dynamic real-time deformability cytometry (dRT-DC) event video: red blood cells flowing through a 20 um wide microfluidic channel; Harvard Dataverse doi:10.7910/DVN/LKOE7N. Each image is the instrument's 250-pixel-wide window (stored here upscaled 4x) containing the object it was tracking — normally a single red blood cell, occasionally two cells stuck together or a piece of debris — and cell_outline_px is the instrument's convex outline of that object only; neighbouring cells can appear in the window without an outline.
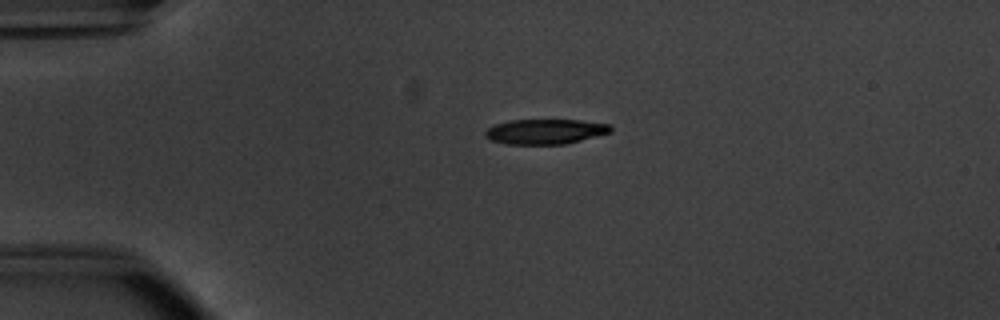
{"species": "common noctule bat (a hibernating species)", "species_latin": "Nyctalus noctula", "temperature_condition": "warm", "stored_images_in_passage": 43, "camera_frame_rate_fps": 3000, "um_per_image_px": 0.085, "animal": {"sex": "male", "body_mass_g": 20.1, "forearm_length_mm": 53.5}, "frame": {"image": 1, "passage_image": 2, "time_ms": 0.333, "image_size_px": [1000, 320], "cell_outline_px": [[612, 132], [564, 144], [508, 144], [492, 140], [484, 136], [484, 132], [488, 128], [496, 124], [508, 120], [580, 120], [612, 124]], "centroid_in_image_um": [46.37, 11.17], "position_along_channel_um": 38.6, "area_um2": 18.26}}
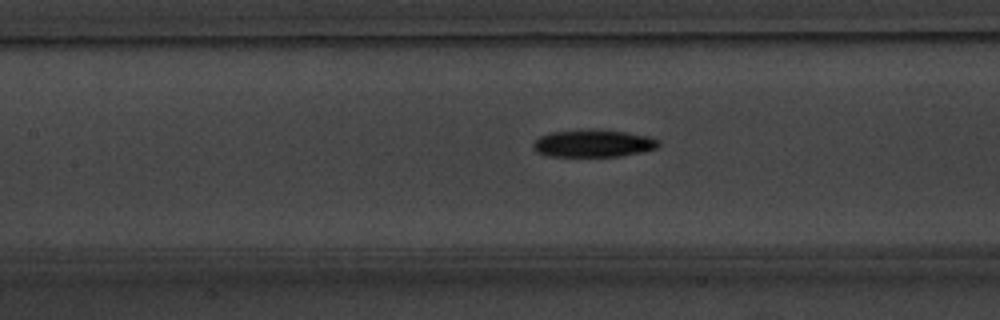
{"frame": {"image": 2, "passage_image": 14, "time_ms": 4.333, "image_size_px": [1000, 320], "cell_outline_px": [[660, 144], [656, 148], [640, 152], [620, 156], [548, 156], [536, 152], [532, 148], [532, 144], [540, 136], [552, 132], [592, 128], [628, 132], [652, 136], [660, 140]], "centroid_in_image_um": [50.45, 12.17], "position_along_channel_um": 157.0, "area_um2": 20.35}}
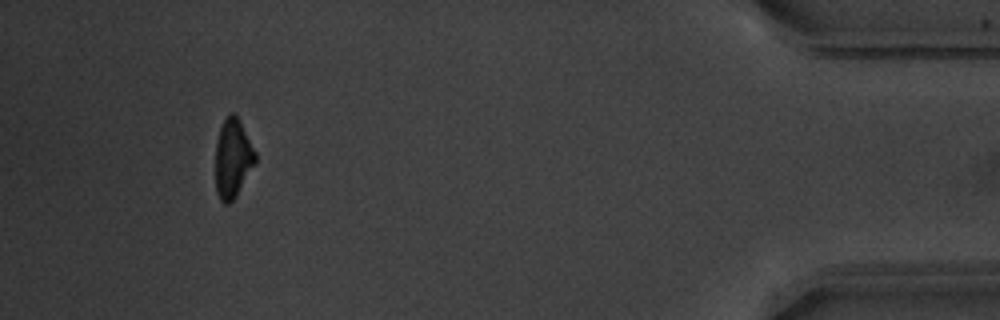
{"frame": {"image": 3, "passage_image": 39, "time_ms": 12.667, "image_size_px": [1000, 320], "cell_outline_px": [[256, 160], [236, 196], [228, 204], [224, 204], [220, 200], [216, 192], [216, 140], [220, 128], [228, 112], [232, 112], [236, 116], [256, 152]], "centroid_in_image_um": [19.76, 13.47], "position_along_channel_um": 415.4, "area_um2": 17.98}, "authors_computed_cell_mechanics": {"area_um2": 19.5942, "velocity_mm_per_s": 3.8442, "shape_relaxation_time_tau1_ms": 2.8007, "shape_relaxation_time_tau2_ms": null, "deformation_change_tau1": 0.1514, "deformation_change_tau2": null}}